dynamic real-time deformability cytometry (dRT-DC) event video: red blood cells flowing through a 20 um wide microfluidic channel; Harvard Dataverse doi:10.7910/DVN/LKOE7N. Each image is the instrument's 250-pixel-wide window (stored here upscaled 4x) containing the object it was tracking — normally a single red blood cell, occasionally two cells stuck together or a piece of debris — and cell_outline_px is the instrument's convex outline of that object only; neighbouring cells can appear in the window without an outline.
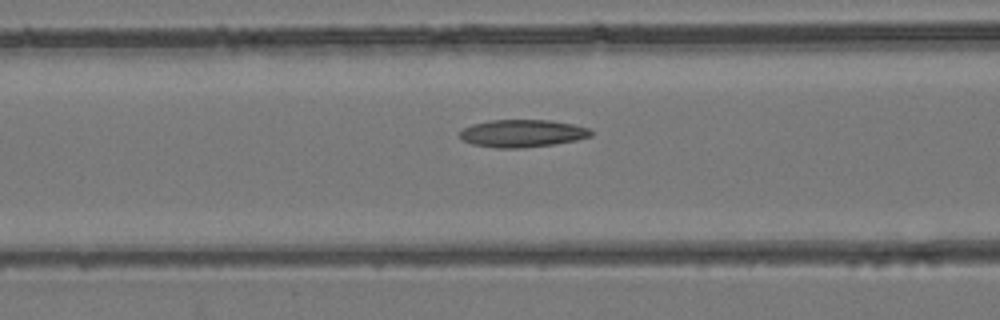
{"species": "common noctule bat (a hibernating species)", "species_latin": "Nyctalus noctula", "temperature_condition": "room temperature", "stored_images_in_passage": 14, "camera_frame_rate_fps": 3000, "um_per_image_px": 0.085, "animal": {"sex": "female", "body_mass_g": 24.6, "forearm_length_mm": 56.2}, "frame": {"image": 1, "passage_image": 12, "time_ms": 3.667, "image_size_px": [1000, 320], "cell_outline_px": [[592, 136], [576, 140], [552, 144], [520, 148], [496, 148], [472, 144], [464, 140], [460, 136], [460, 132], [464, 128], [472, 124], [488, 120], [548, 120], [572, 124], [588, 128], [592, 132]], "centroid_in_image_um": [44.38, 11.33], "position_along_channel_um": 122.2, "area_um2": 20.87}}